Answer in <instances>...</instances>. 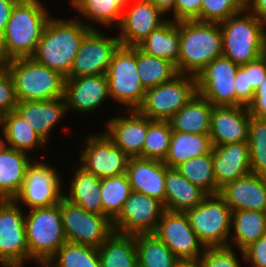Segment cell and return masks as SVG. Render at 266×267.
Instances as JSON below:
<instances>
[{"label": "cell", "mask_w": 266, "mask_h": 267, "mask_svg": "<svg viewBox=\"0 0 266 267\" xmlns=\"http://www.w3.org/2000/svg\"><path fill=\"white\" fill-rule=\"evenodd\" d=\"M247 108L251 116L266 119V77L255 90L253 100Z\"/></svg>", "instance_id": "cell-50"}, {"label": "cell", "mask_w": 266, "mask_h": 267, "mask_svg": "<svg viewBox=\"0 0 266 267\" xmlns=\"http://www.w3.org/2000/svg\"><path fill=\"white\" fill-rule=\"evenodd\" d=\"M185 213L205 248L229 246L232 211L219 194H209Z\"/></svg>", "instance_id": "cell-8"}, {"label": "cell", "mask_w": 266, "mask_h": 267, "mask_svg": "<svg viewBox=\"0 0 266 267\" xmlns=\"http://www.w3.org/2000/svg\"><path fill=\"white\" fill-rule=\"evenodd\" d=\"M79 158V164L86 171L107 178L126 173L129 157L105 134L98 132L84 137Z\"/></svg>", "instance_id": "cell-13"}, {"label": "cell", "mask_w": 266, "mask_h": 267, "mask_svg": "<svg viewBox=\"0 0 266 267\" xmlns=\"http://www.w3.org/2000/svg\"><path fill=\"white\" fill-rule=\"evenodd\" d=\"M1 134L8 148L29 153L45 146L31 125L22 119L15 111L3 115Z\"/></svg>", "instance_id": "cell-34"}, {"label": "cell", "mask_w": 266, "mask_h": 267, "mask_svg": "<svg viewBox=\"0 0 266 267\" xmlns=\"http://www.w3.org/2000/svg\"><path fill=\"white\" fill-rule=\"evenodd\" d=\"M175 267H201L199 259L196 260H179Z\"/></svg>", "instance_id": "cell-54"}, {"label": "cell", "mask_w": 266, "mask_h": 267, "mask_svg": "<svg viewBox=\"0 0 266 267\" xmlns=\"http://www.w3.org/2000/svg\"><path fill=\"white\" fill-rule=\"evenodd\" d=\"M18 0H0V29L4 31L13 6Z\"/></svg>", "instance_id": "cell-52"}, {"label": "cell", "mask_w": 266, "mask_h": 267, "mask_svg": "<svg viewBox=\"0 0 266 267\" xmlns=\"http://www.w3.org/2000/svg\"><path fill=\"white\" fill-rule=\"evenodd\" d=\"M1 136V135H0ZM8 146L6 145V143L4 142L3 137H0V156L2 154V152L7 148Z\"/></svg>", "instance_id": "cell-56"}, {"label": "cell", "mask_w": 266, "mask_h": 267, "mask_svg": "<svg viewBox=\"0 0 266 267\" xmlns=\"http://www.w3.org/2000/svg\"><path fill=\"white\" fill-rule=\"evenodd\" d=\"M179 260L199 259L205 246L191 227L185 212L165 210L153 233Z\"/></svg>", "instance_id": "cell-16"}, {"label": "cell", "mask_w": 266, "mask_h": 267, "mask_svg": "<svg viewBox=\"0 0 266 267\" xmlns=\"http://www.w3.org/2000/svg\"><path fill=\"white\" fill-rule=\"evenodd\" d=\"M245 9L266 23V0H245Z\"/></svg>", "instance_id": "cell-51"}, {"label": "cell", "mask_w": 266, "mask_h": 267, "mask_svg": "<svg viewBox=\"0 0 266 267\" xmlns=\"http://www.w3.org/2000/svg\"><path fill=\"white\" fill-rule=\"evenodd\" d=\"M221 55L220 23L180 21L177 73L196 77L207 64Z\"/></svg>", "instance_id": "cell-3"}, {"label": "cell", "mask_w": 266, "mask_h": 267, "mask_svg": "<svg viewBox=\"0 0 266 267\" xmlns=\"http://www.w3.org/2000/svg\"><path fill=\"white\" fill-rule=\"evenodd\" d=\"M129 1L130 0H70V6L78 12V16L76 14L75 17L91 29H95L96 25H103L107 28H111V26L112 28H117L122 19L123 9ZM87 20H90V22L92 21L93 25L90 24L89 21L85 22Z\"/></svg>", "instance_id": "cell-27"}, {"label": "cell", "mask_w": 266, "mask_h": 267, "mask_svg": "<svg viewBox=\"0 0 266 267\" xmlns=\"http://www.w3.org/2000/svg\"><path fill=\"white\" fill-rule=\"evenodd\" d=\"M164 211L162 202L132 191L120 214L112 221L114 232L127 235L153 234Z\"/></svg>", "instance_id": "cell-17"}, {"label": "cell", "mask_w": 266, "mask_h": 267, "mask_svg": "<svg viewBox=\"0 0 266 267\" xmlns=\"http://www.w3.org/2000/svg\"><path fill=\"white\" fill-rule=\"evenodd\" d=\"M25 210L14 200H0V266L25 267L29 262Z\"/></svg>", "instance_id": "cell-12"}, {"label": "cell", "mask_w": 266, "mask_h": 267, "mask_svg": "<svg viewBox=\"0 0 266 267\" xmlns=\"http://www.w3.org/2000/svg\"><path fill=\"white\" fill-rule=\"evenodd\" d=\"M14 111L31 125L46 144L52 129L68 114L64 97L48 101L17 102Z\"/></svg>", "instance_id": "cell-25"}, {"label": "cell", "mask_w": 266, "mask_h": 267, "mask_svg": "<svg viewBox=\"0 0 266 267\" xmlns=\"http://www.w3.org/2000/svg\"><path fill=\"white\" fill-rule=\"evenodd\" d=\"M209 135L172 131L168 153L163 163L169 168H176L181 163L212 151Z\"/></svg>", "instance_id": "cell-33"}, {"label": "cell", "mask_w": 266, "mask_h": 267, "mask_svg": "<svg viewBox=\"0 0 266 267\" xmlns=\"http://www.w3.org/2000/svg\"><path fill=\"white\" fill-rule=\"evenodd\" d=\"M54 17L48 19L31 58L66 78L81 42L91 28L76 17L65 20Z\"/></svg>", "instance_id": "cell-1"}, {"label": "cell", "mask_w": 266, "mask_h": 267, "mask_svg": "<svg viewBox=\"0 0 266 267\" xmlns=\"http://www.w3.org/2000/svg\"><path fill=\"white\" fill-rule=\"evenodd\" d=\"M212 155L217 194L227 183L252 173L248 141L215 146L212 148Z\"/></svg>", "instance_id": "cell-24"}, {"label": "cell", "mask_w": 266, "mask_h": 267, "mask_svg": "<svg viewBox=\"0 0 266 267\" xmlns=\"http://www.w3.org/2000/svg\"><path fill=\"white\" fill-rule=\"evenodd\" d=\"M202 0H175L174 21L195 20L201 11Z\"/></svg>", "instance_id": "cell-49"}, {"label": "cell", "mask_w": 266, "mask_h": 267, "mask_svg": "<svg viewBox=\"0 0 266 267\" xmlns=\"http://www.w3.org/2000/svg\"><path fill=\"white\" fill-rule=\"evenodd\" d=\"M219 195L231 211L266 212V177L250 173L224 185Z\"/></svg>", "instance_id": "cell-22"}, {"label": "cell", "mask_w": 266, "mask_h": 267, "mask_svg": "<svg viewBox=\"0 0 266 267\" xmlns=\"http://www.w3.org/2000/svg\"><path fill=\"white\" fill-rule=\"evenodd\" d=\"M0 63H4V31L0 29Z\"/></svg>", "instance_id": "cell-55"}, {"label": "cell", "mask_w": 266, "mask_h": 267, "mask_svg": "<svg viewBox=\"0 0 266 267\" xmlns=\"http://www.w3.org/2000/svg\"><path fill=\"white\" fill-rule=\"evenodd\" d=\"M50 17L42 0H18L4 29V62L31 57Z\"/></svg>", "instance_id": "cell-2"}, {"label": "cell", "mask_w": 266, "mask_h": 267, "mask_svg": "<svg viewBox=\"0 0 266 267\" xmlns=\"http://www.w3.org/2000/svg\"><path fill=\"white\" fill-rule=\"evenodd\" d=\"M179 44L180 21L167 20L158 29L152 31L137 47L147 55L170 61L177 70Z\"/></svg>", "instance_id": "cell-31"}, {"label": "cell", "mask_w": 266, "mask_h": 267, "mask_svg": "<svg viewBox=\"0 0 266 267\" xmlns=\"http://www.w3.org/2000/svg\"><path fill=\"white\" fill-rule=\"evenodd\" d=\"M17 105L14 81L3 63H0V113L14 111Z\"/></svg>", "instance_id": "cell-45"}, {"label": "cell", "mask_w": 266, "mask_h": 267, "mask_svg": "<svg viewBox=\"0 0 266 267\" xmlns=\"http://www.w3.org/2000/svg\"><path fill=\"white\" fill-rule=\"evenodd\" d=\"M40 159L41 162L32 160L28 165L22 189L14 198L20 206L23 203L29 210L59 204L64 193L62 175L46 163L43 154Z\"/></svg>", "instance_id": "cell-11"}, {"label": "cell", "mask_w": 266, "mask_h": 267, "mask_svg": "<svg viewBox=\"0 0 266 267\" xmlns=\"http://www.w3.org/2000/svg\"><path fill=\"white\" fill-rule=\"evenodd\" d=\"M120 111L123 116H114L107 120L104 132L129 158H142L149 117L142 115L138 110H125L124 112L122 109Z\"/></svg>", "instance_id": "cell-19"}, {"label": "cell", "mask_w": 266, "mask_h": 267, "mask_svg": "<svg viewBox=\"0 0 266 267\" xmlns=\"http://www.w3.org/2000/svg\"><path fill=\"white\" fill-rule=\"evenodd\" d=\"M250 120L246 106H213L209 133L212 146L248 141Z\"/></svg>", "instance_id": "cell-21"}, {"label": "cell", "mask_w": 266, "mask_h": 267, "mask_svg": "<svg viewBox=\"0 0 266 267\" xmlns=\"http://www.w3.org/2000/svg\"><path fill=\"white\" fill-rule=\"evenodd\" d=\"M126 175L132 191L155 198L165 207L166 165L163 161L131 157L127 164Z\"/></svg>", "instance_id": "cell-23"}, {"label": "cell", "mask_w": 266, "mask_h": 267, "mask_svg": "<svg viewBox=\"0 0 266 267\" xmlns=\"http://www.w3.org/2000/svg\"><path fill=\"white\" fill-rule=\"evenodd\" d=\"M196 93V77L178 73L170 81L147 89L137 110L151 120L168 121Z\"/></svg>", "instance_id": "cell-9"}, {"label": "cell", "mask_w": 266, "mask_h": 267, "mask_svg": "<svg viewBox=\"0 0 266 267\" xmlns=\"http://www.w3.org/2000/svg\"><path fill=\"white\" fill-rule=\"evenodd\" d=\"M118 36L91 29L84 37L66 78L106 75L114 52L120 46Z\"/></svg>", "instance_id": "cell-14"}, {"label": "cell", "mask_w": 266, "mask_h": 267, "mask_svg": "<svg viewBox=\"0 0 266 267\" xmlns=\"http://www.w3.org/2000/svg\"><path fill=\"white\" fill-rule=\"evenodd\" d=\"M110 99L124 105L125 110H137L146 90L137 72V46H122L114 52L107 71Z\"/></svg>", "instance_id": "cell-7"}, {"label": "cell", "mask_w": 266, "mask_h": 267, "mask_svg": "<svg viewBox=\"0 0 266 267\" xmlns=\"http://www.w3.org/2000/svg\"><path fill=\"white\" fill-rule=\"evenodd\" d=\"M239 65L221 55L196 76L197 93L213 106H236L234 80Z\"/></svg>", "instance_id": "cell-15"}, {"label": "cell", "mask_w": 266, "mask_h": 267, "mask_svg": "<svg viewBox=\"0 0 266 267\" xmlns=\"http://www.w3.org/2000/svg\"><path fill=\"white\" fill-rule=\"evenodd\" d=\"M58 205L67 242L99 248L113 234V222L107 216L88 212L64 197Z\"/></svg>", "instance_id": "cell-10"}, {"label": "cell", "mask_w": 266, "mask_h": 267, "mask_svg": "<svg viewBox=\"0 0 266 267\" xmlns=\"http://www.w3.org/2000/svg\"><path fill=\"white\" fill-rule=\"evenodd\" d=\"M25 229L29 262H48L67 242L58 204L25 212Z\"/></svg>", "instance_id": "cell-6"}, {"label": "cell", "mask_w": 266, "mask_h": 267, "mask_svg": "<svg viewBox=\"0 0 266 267\" xmlns=\"http://www.w3.org/2000/svg\"><path fill=\"white\" fill-rule=\"evenodd\" d=\"M236 91V106H248L254 96L252 87H248L247 72L239 66L234 80Z\"/></svg>", "instance_id": "cell-47"}, {"label": "cell", "mask_w": 266, "mask_h": 267, "mask_svg": "<svg viewBox=\"0 0 266 267\" xmlns=\"http://www.w3.org/2000/svg\"><path fill=\"white\" fill-rule=\"evenodd\" d=\"M241 67L247 72L248 87L255 91L266 77V58L262 55Z\"/></svg>", "instance_id": "cell-48"}, {"label": "cell", "mask_w": 266, "mask_h": 267, "mask_svg": "<svg viewBox=\"0 0 266 267\" xmlns=\"http://www.w3.org/2000/svg\"><path fill=\"white\" fill-rule=\"evenodd\" d=\"M137 72L145 90L170 81L178 73L173 63L145 54L137 47Z\"/></svg>", "instance_id": "cell-37"}, {"label": "cell", "mask_w": 266, "mask_h": 267, "mask_svg": "<svg viewBox=\"0 0 266 267\" xmlns=\"http://www.w3.org/2000/svg\"><path fill=\"white\" fill-rule=\"evenodd\" d=\"M132 192L126 173L101 179L103 215L113 221Z\"/></svg>", "instance_id": "cell-38"}, {"label": "cell", "mask_w": 266, "mask_h": 267, "mask_svg": "<svg viewBox=\"0 0 266 267\" xmlns=\"http://www.w3.org/2000/svg\"><path fill=\"white\" fill-rule=\"evenodd\" d=\"M245 10V0H202L200 22L221 23Z\"/></svg>", "instance_id": "cell-43"}, {"label": "cell", "mask_w": 266, "mask_h": 267, "mask_svg": "<svg viewBox=\"0 0 266 267\" xmlns=\"http://www.w3.org/2000/svg\"><path fill=\"white\" fill-rule=\"evenodd\" d=\"M2 118H3V115L0 113V129H1V126H2Z\"/></svg>", "instance_id": "cell-58"}, {"label": "cell", "mask_w": 266, "mask_h": 267, "mask_svg": "<svg viewBox=\"0 0 266 267\" xmlns=\"http://www.w3.org/2000/svg\"><path fill=\"white\" fill-rule=\"evenodd\" d=\"M167 20L165 14L150 0H130L123 9L122 19L117 27L120 30L117 35L120 44L137 46Z\"/></svg>", "instance_id": "cell-18"}, {"label": "cell", "mask_w": 266, "mask_h": 267, "mask_svg": "<svg viewBox=\"0 0 266 267\" xmlns=\"http://www.w3.org/2000/svg\"><path fill=\"white\" fill-rule=\"evenodd\" d=\"M73 175L68 182L69 192L63 193L68 201L79 205L88 212L103 215L101 202V178L86 171L77 165Z\"/></svg>", "instance_id": "cell-28"}, {"label": "cell", "mask_w": 266, "mask_h": 267, "mask_svg": "<svg viewBox=\"0 0 266 267\" xmlns=\"http://www.w3.org/2000/svg\"><path fill=\"white\" fill-rule=\"evenodd\" d=\"M14 81L17 102L48 101L64 97L65 77L31 57L3 63Z\"/></svg>", "instance_id": "cell-4"}, {"label": "cell", "mask_w": 266, "mask_h": 267, "mask_svg": "<svg viewBox=\"0 0 266 267\" xmlns=\"http://www.w3.org/2000/svg\"><path fill=\"white\" fill-rule=\"evenodd\" d=\"M213 105L196 93L168 121L172 131L209 135Z\"/></svg>", "instance_id": "cell-30"}, {"label": "cell", "mask_w": 266, "mask_h": 267, "mask_svg": "<svg viewBox=\"0 0 266 267\" xmlns=\"http://www.w3.org/2000/svg\"><path fill=\"white\" fill-rule=\"evenodd\" d=\"M64 99L68 114L71 110L80 114L95 112L104 101L110 100L107 76L65 78Z\"/></svg>", "instance_id": "cell-20"}, {"label": "cell", "mask_w": 266, "mask_h": 267, "mask_svg": "<svg viewBox=\"0 0 266 267\" xmlns=\"http://www.w3.org/2000/svg\"><path fill=\"white\" fill-rule=\"evenodd\" d=\"M229 246L237 245L243 251L250 244L266 235V212L237 210L232 211Z\"/></svg>", "instance_id": "cell-32"}, {"label": "cell", "mask_w": 266, "mask_h": 267, "mask_svg": "<svg viewBox=\"0 0 266 267\" xmlns=\"http://www.w3.org/2000/svg\"><path fill=\"white\" fill-rule=\"evenodd\" d=\"M163 14L168 12L172 13V17L167 18L168 20L174 21V5L175 0H150Z\"/></svg>", "instance_id": "cell-53"}, {"label": "cell", "mask_w": 266, "mask_h": 267, "mask_svg": "<svg viewBox=\"0 0 266 267\" xmlns=\"http://www.w3.org/2000/svg\"><path fill=\"white\" fill-rule=\"evenodd\" d=\"M101 267H138L135 235L113 234L98 248Z\"/></svg>", "instance_id": "cell-35"}, {"label": "cell", "mask_w": 266, "mask_h": 267, "mask_svg": "<svg viewBox=\"0 0 266 267\" xmlns=\"http://www.w3.org/2000/svg\"><path fill=\"white\" fill-rule=\"evenodd\" d=\"M176 169L189 182L199 186L208 194H217L212 151L181 163Z\"/></svg>", "instance_id": "cell-39"}, {"label": "cell", "mask_w": 266, "mask_h": 267, "mask_svg": "<svg viewBox=\"0 0 266 267\" xmlns=\"http://www.w3.org/2000/svg\"><path fill=\"white\" fill-rule=\"evenodd\" d=\"M54 267H101L98 248L65 242L48 261Z\"/></svg>", "instance_id": "cell-40"}, {"label": "cell", "mask_w": 266, "mask_h": 267, "mask_svg": "<svg viewBox=\"0 0 266 267\" xmlns=\"http://www.w3.org/2000/svg\"><path fill=\"white\" fill-rule=\"evenodd\" d=\"M172 129L169 121L151 120L144 140L142 158L164 161L170 146Z\"/></svg>", "instance_id": "cell-41"}, {"label": "cell", "mask_w": 266, "mask_h": 267, "mask_svg": "<svg viewBox=\"0 0 266 267\" xmlns=\"http://www.w3.org/2000/svg\"><path fill=\"white\" fill-rule=\"evenodd\" d=\"M35 264H38V266L40 265L39 267H54L49 262H35Z\"/></svg>", "instance_id": "cell-57"}, {"label": "cell", "mask_w": 266, "mask_h": 267, "mask_svg": "<svg viewBox=\"0 0 266 267\" xmlns=\"http://www.w3.org/2000/svg\"><path fill=\"white\" fill-rule=\"evenodd\" d=\"M239 253L242 255V260L249 263L251 267H266V235L261 236Z\"/></svg>", "instance_id": "cell-46"}, {"label": "cell", "mask_w": 266, "mask_h": 267, "mask_svg": "<svg viewBox=\"0 0 266 267\" xmlns=\"http://www.w3.org/2000/svg\"><path fill=\"white\" fill-rule=\"evenodd\" d=\"M138 267H175L179 259L154 234L135 235Z\"/></svg>", "instance_id": "cell-36"}, {"label": "cell", "mask_w": 266, "mask_h": 267, "mask_svg": "<svg viewBox=\"0 0 266 267\" xmlns=\"http://www.w3.org/2000/svg\"><path fill=\"white\" fill-rule=\"evenodd\" d=\"M233 246L206 247L199 258L201 267H242Z\"/></svg>", "instance_id": "cell-44"}, {"label": "cell", "mask_w": 266, "mask_h": 267, "mask_svg": "<svg viewBox=\"0 0 266 267\" xmlns=\"http://www.w3.org/2000/svg\"><path fill=\"white\" fill-rule=\"evenodd\" d=\"M165 210L186 212L198 206L209 195L202 188L189 182L176 168L166 166Z\"/></svg>", "instance_id": "cell-26"}, {"label": "cell", "mask_w": 266, "mask_h": 267, "mask_svg": "<svg viewBox=\"0 0 266 267\" xmlns=\"http://www.w3.org/2000/svg\"><path fill=\"white\" fill-rule=\"evenodd\" d=\"M248 144L251 172L266 177V119L251 116Z\"/></svg>", "instance_id": "cell-42"}, {"label": "cell", "mask_w": 266, "mask_h": 267, "mask_svg": "<svg viewBox=\"0 0 266 267\" xmlns=\"http://www.w3.org/2000/svg\"><path fill=\"white\" fill-rule=\"evenodd\" d=\"M30 155L8 147L2 152L0 156V200L14 199L19 194L27 167L32 162Z\"/></svg>", "instance_id": "cell-29"}, {"label": "cell", "mask_w": 266, "mask_h": 267, "mask_svg": "<svg viewBox=\"0 0 266 267\" xmlns=\"http://www.w3.org/2000/svg\"><path fill=\"white\" fill-rule=\"evenodd\" d=\"M222 55L241 66L263 55L266 23L246 9L220 23Z\"/></svg>", "instance_id": "cell-5"}]
</instances>
